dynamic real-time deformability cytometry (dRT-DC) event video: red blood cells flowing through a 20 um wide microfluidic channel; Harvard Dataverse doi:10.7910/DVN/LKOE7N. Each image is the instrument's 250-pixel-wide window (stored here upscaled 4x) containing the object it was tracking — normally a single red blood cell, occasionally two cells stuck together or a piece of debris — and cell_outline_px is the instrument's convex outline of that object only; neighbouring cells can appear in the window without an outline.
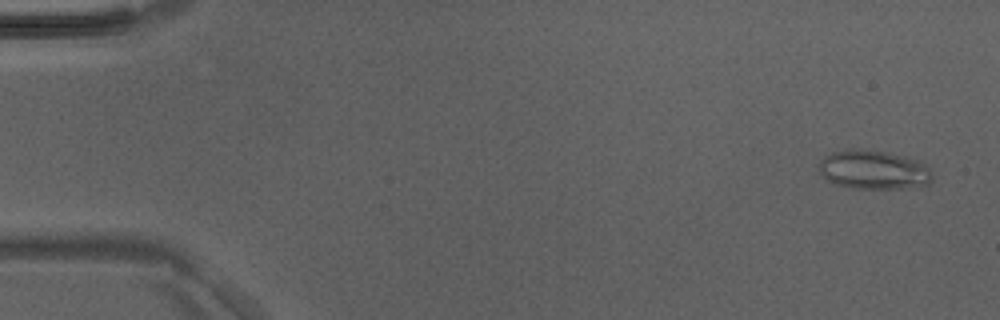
{"species": "Egyptian fruit bat (a non-hibernating species)", "species_latin": "Rousettus aegyptiacus", "temperature_condition": "room temperature", "stored_images_in_passage": 49, "camera_frame_rate_fps": 3000, "um_per_image_px": 0.085, "animal": {"sex": "male"}, "frame": {"image": 1, "passage_image": 3, "time_ms": 0.667, "image_size_px": [1000, 320], "cell_outline_px": [[932, 180], [928, 184], [900, 188], [852, 188], [832, 184], [820, 176], [816, 168], [820, 160], [824, 156], [832, 152], [852, 148], [884, 152], [904, 156], [920, 160], [932, 172]], "centroid_in_image_um": [74.18, 14.43], "position_along_channel_um": 10.8, "area_um2": 26.07}}
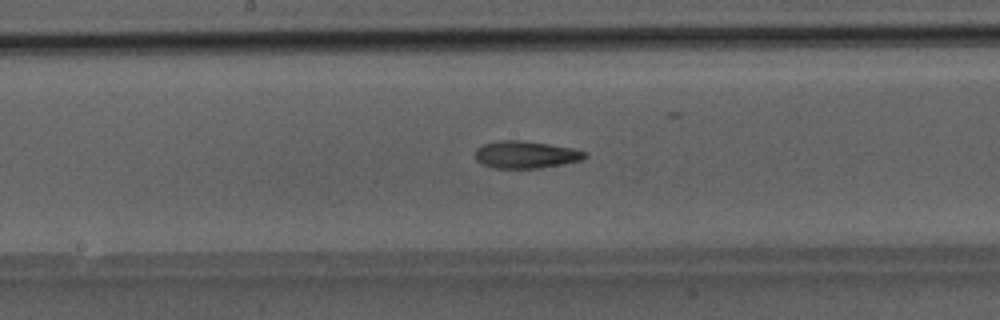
{"frame": {"image": 2, "passage_image": 26, "time_ms": 8.333, "image_size_px": [1000, 320], "cell_outline_px": [[588, 156], [584, 160], [564, 164], [536, 168], [492, 168], [476, 160], [476, 148], [484, 144], [500, 140], [516, 140], [548, 144], [576, 148], [588, 152]], "centroid_in_image_um": [44.76, 13.14], "position_along_channel_um": 203.4, "area_um2": 17.51}}
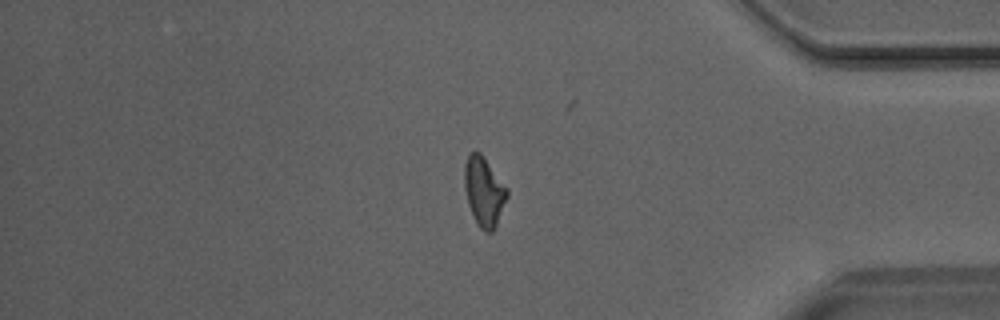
{"frame": {"image": 3, "passage_image": 41, "time_ms": 13.333, "image_size_px": [1000, 320], "cell_outline_px": [[508, 196], [496, 224], [492, 232], [484, 232], [480, 228], [472, 216], [468, 204], [464, 188], [464, 164], [468, 156], [472, 152], [480, 152], [508, 188]], "centroid_in_image_um": [41.13, 16.28], "position_along_channel_um": 394.1, "area_um2": 17.17}}